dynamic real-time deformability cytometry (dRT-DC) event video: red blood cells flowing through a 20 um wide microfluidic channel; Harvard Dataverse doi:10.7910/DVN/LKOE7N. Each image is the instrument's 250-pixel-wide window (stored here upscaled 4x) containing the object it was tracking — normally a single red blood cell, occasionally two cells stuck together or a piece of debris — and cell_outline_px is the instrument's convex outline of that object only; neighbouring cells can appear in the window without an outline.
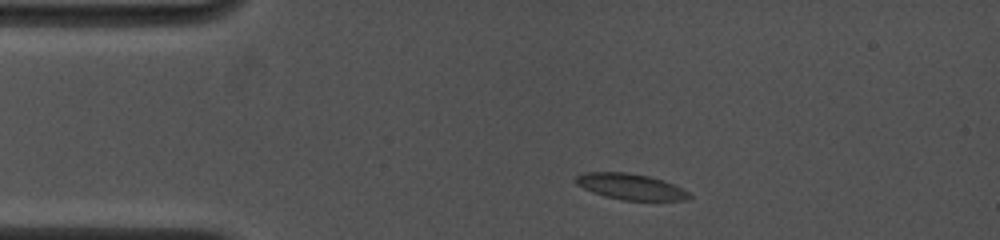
{"species": "common noctule bat (a hibernating species)", "species_latin": "Nyctalus noctula", "temperature_condition": "cold", "stored_images_in_passage": 9, "camera_frame_rate_fps": 4500, "um_per_image_px": 0.085, "animal": {"sex": "female", "body_mass_g": 19.0, "forearm_length_mm": 53.3}, "frame": {"image": 1, "passage_image": 2, "time_ms": 0.667, "image_size_px": [1000, 240], "cell_outline_px": [[692, 196], [688, 200], [620, 200], [604, 196], [592, 192], [576, 184], [576, 176], [584, 172], [628, 172], [648, 176], [664, 180], [688, 192]], "centroid_in_image_um": [53.59, 15.86], "position_along_channel_um": 31.4, "area_um2": 17.11}}
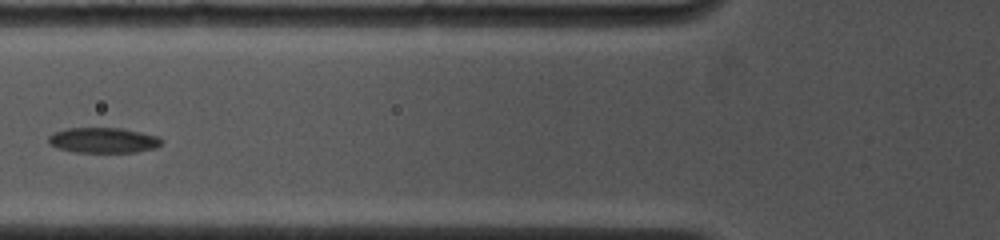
{"frame": {"image": 2, "passage_image": 7, "time_ms": 4.0, "image_size_px": [1000, 240], "cell_outline_px": [[164, 140], [156, 148], [136, 152], [72, 152], [56, 148], [48, 144], [48, 136], [52, 132], [68, 128], [120, 128], [160, 136]], "centroid_in_image_um": [8.75, 11.92], "position_along_channel_um": 117.0, "area_um2": 16.94}}
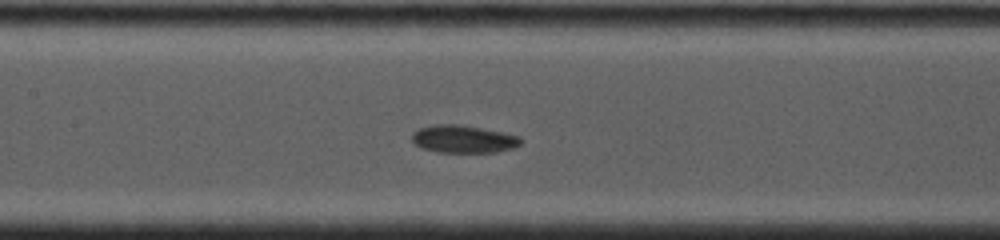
{"frame": {"image": 3, "passage_image": 9, "time_ms": 5.333, "image_size_px": [1000, 240], "cell_outline_px": [[524, 140], [520, 144], [512, 148], [496, 152], [436, 152], [420, 148], [412, 140], [412, 132], [420, 128], [436, 124], [460, 124], [520, 136]], "centroid_in_image_um": [39.37, 11.82], "position_along_channel_um": 168.0, "area_um2": 17.51}}